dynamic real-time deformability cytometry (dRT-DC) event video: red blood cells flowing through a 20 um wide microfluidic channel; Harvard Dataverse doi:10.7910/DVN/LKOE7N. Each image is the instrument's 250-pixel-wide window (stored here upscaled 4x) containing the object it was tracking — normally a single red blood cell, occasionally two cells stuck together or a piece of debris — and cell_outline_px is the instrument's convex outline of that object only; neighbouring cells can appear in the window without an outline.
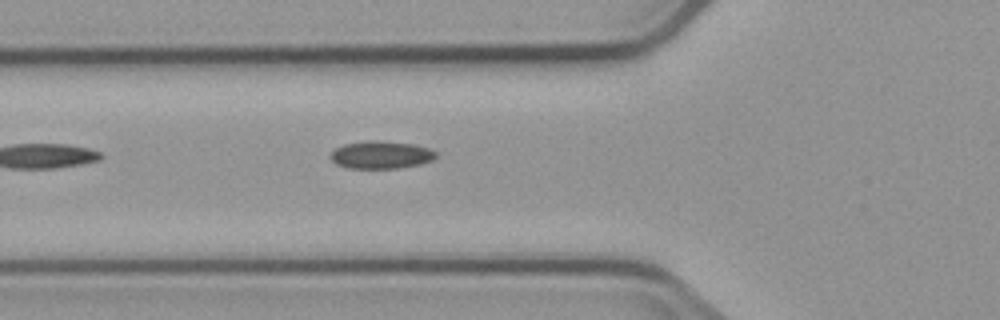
{"species": "common noctule bat (a hibernating species)", "species_latin": "Nyctalus noctula", "temperature_condition": "cold", "stored_images_in_passage": 4, "camera_frame_rate_fps": 3000, "um_per_image_px": 0.085, "animal": {"sex": "male", "body_mass_g": 23.1, "forearm_length_mm": 52.7}, "frame": {"image": 1, "passage_image": 4, "time_ms": 4.333, "image_size_px": [1000, 320], "cell_outline_px": [[436, 156], [432, 160], [420, 164], [400, 168], [348, 168], [336, 164], [332, 160], [332, 152], [336, 148], [344, 144], [372, 140], [412, 144], [428, 148], [436, 152]], "centroid_in_image_um": [32.39, 13.17], "position_along_channel_um": 93.4, "area_um2": 16.7}}